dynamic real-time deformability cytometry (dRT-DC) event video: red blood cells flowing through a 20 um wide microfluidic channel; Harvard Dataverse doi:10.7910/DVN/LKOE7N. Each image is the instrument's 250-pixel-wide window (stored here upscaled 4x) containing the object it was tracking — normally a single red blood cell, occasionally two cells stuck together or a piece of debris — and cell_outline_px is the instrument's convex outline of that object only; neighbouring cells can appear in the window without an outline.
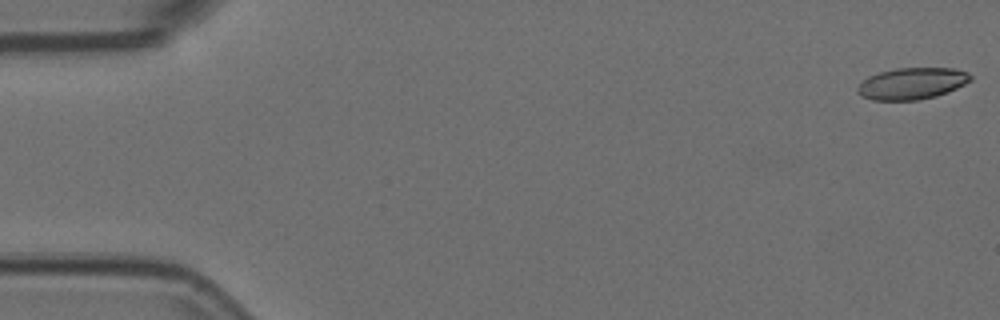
{"species": "Egyptian fruit bat (a non-hibernating species)", "species_latin": "Rousettus aegyptiacus", "temperature_condition": "room temperature", "stored_images_in_passage": 5, "camera_frame_rate_fps": 3000, "um_per_image_px": 0.085, "animal": {"sex": "female"}, "frame": {"image": 1, "passage_image": 1, "time_ms": 0.0, "image_size_px": [1000, 320], "cell_outline_px": [[972, 80], [948, 92], [936, 96], [916, 100], [872, 100], [860, 96], [856, 92], [856, 88], [868, 76], [880, 72], [896, 68], [956, 68], [968, 72], [972, 76]], "centroid_in_image_um": [77.51, 7.09], "position_along_channel_um": 7.5, "area_um2": 20.92}}